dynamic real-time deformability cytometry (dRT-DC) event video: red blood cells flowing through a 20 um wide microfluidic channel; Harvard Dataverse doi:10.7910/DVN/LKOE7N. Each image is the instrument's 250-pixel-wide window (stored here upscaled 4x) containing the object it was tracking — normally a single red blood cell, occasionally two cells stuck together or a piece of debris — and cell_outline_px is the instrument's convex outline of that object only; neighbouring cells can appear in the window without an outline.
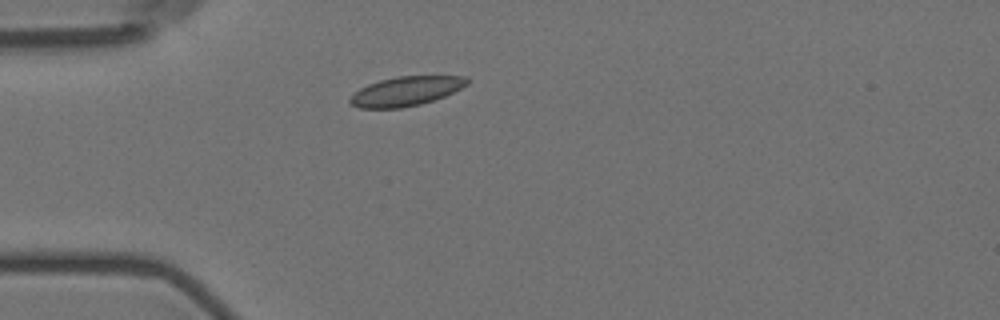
{"species": "Egyptian fruit bat (a non-hibernating species)", "species_latin": "Rousettus aegyptiacus", "temperature_condition": "room temperature", "stored_images_in_passage": 1, "camera_frame_rate_fps": 3000, "um_per_image_px": 0.085, "animal": {"sex": "female"}, "frame": {"image": 1, "passage_image": 1, "time_ms": 0.0, "image_size_px": [1000, 320], "cell_outline_px": [[468, 84], [444, 96], [420, 104], [400, 108], [360, 108], [352, 104], [348, 100], [360, 88], [368, 84], [380, 80], [396, 76], [464, 76], [468, 80]], "centroid_in_image_um": [34.49, 7.74], "position_along_channel_um": 50.5, "area_um2": 19.71}}